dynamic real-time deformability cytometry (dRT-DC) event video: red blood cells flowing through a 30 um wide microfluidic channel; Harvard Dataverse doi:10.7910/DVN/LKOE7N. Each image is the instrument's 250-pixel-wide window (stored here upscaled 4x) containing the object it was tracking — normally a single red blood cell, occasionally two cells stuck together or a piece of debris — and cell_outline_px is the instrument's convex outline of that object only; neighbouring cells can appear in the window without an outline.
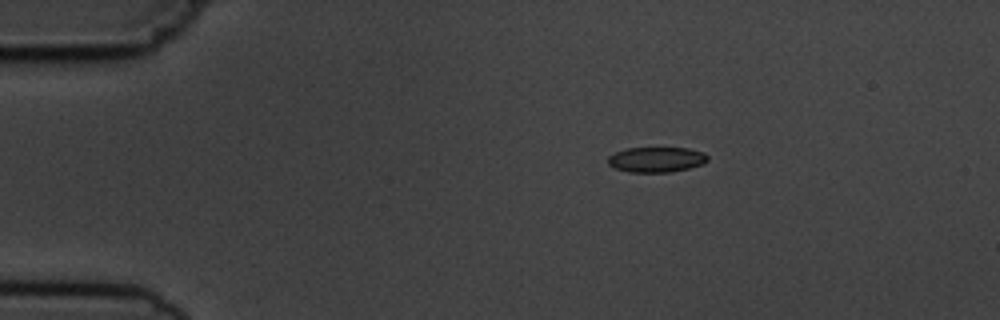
{"species": "common noctule bat (a hibernating species)", "species_latin": "Nyctalus noctula", "temperature_condition": "cold", "stored_images_in_passage": 2, "camera_frame_rate_fps": 3000, "um_per_image_px": 0.085, "animal": {"sex": "male", "body_mass_g": 19.5, "forearm_length_mm": 54.6}, "frame": {"image": 1, "passage_image": 1, "time_ms": 0.0, "image_size_px": [1000, 320], "cell_outline_px": [[708, 160], [704, 164], [672, 172], [628, 172], [616, 168], [608, 164], [608, 156], [624, 148], [688, 148], [704, 152], [708, 156]], "centroid_in_image_um": [55.81, 13.56], "position_along_channel_um": 29.2, "area_um2": 14.74}}